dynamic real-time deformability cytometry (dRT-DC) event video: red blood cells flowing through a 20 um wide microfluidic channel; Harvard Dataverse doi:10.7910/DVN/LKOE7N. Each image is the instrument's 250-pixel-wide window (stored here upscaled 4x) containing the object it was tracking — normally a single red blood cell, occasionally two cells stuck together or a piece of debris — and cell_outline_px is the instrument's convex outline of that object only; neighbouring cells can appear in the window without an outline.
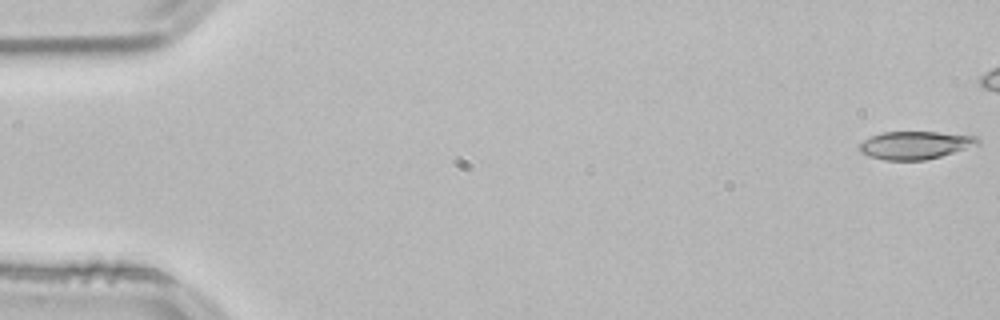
{"species": "common noctule bat (a hibernating species)", "species_latin": "Nyctalus noctula", "temperature_condition": "room temperature", "stored_images_in_passage": 44, "camera_frame_rate_fps": 3000, "um_per_image_px": 0.085, "animal": {"sex": "male", "body_mass_g": 21.5, "forearm_length_mm": 52.0}, "frame": {"image": 1, "passage_image": 1, "time_ms": 0.0, "image_size_px": [1000, 320], "cell_outline_px": [[980, 144], [940, 156], [924, 160], [884, 160], [868, 156], [860, 152], [856, 148], [864, 140], [872, 136], [884, 132], [936, 132], [976, 136], [980, 140]], "centroid_in_image_um": [77.76, 12.34], "position_along_channel_um": 7.2, "area_um2": 19.13}}
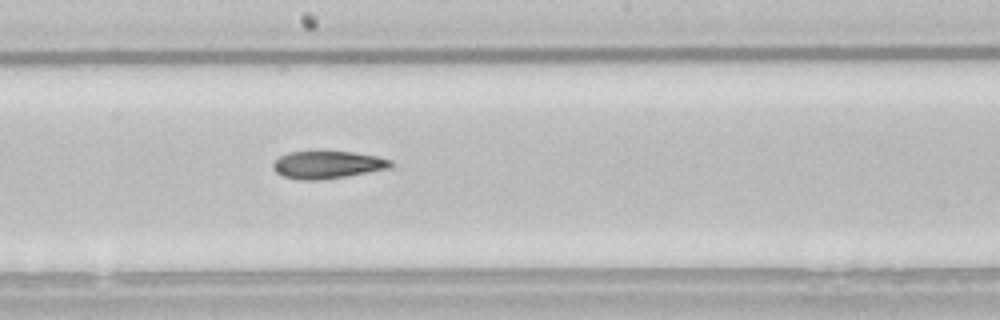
{"frame": {"image": 2, "passage_image": 29, "time_ms": 9.333, "image_size_px": [1000, 320], "cell_outline_px": [[392, 168], [348, 176], [320, 180], [300, 180], [284, 176], [276, 172], [272, 168], [272, 164], [280, 156], [288, 152], [352, 152], [376, 156], [392, 160]], "centroid_in_image_um": [27.85, 14.01], "position_along_channel_um": 220.3, "area_um2": 18.84}}